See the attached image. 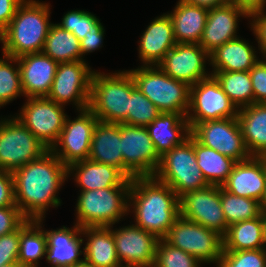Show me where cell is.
<instances>
[{"mask_svg":"<svg viewBox=\"0 0 266 267\" xmlns=\"http://www.w3.org/2000/svg\"><path fill=\"white\" fill-rule=\"evenodd\" d=\"M146 128L160 157L191 135L189 122L180 113H161Z\"/></svg>","mask_w":266,"mask_h":267,"instance_id":"cell-25","label":"cell"},{"mask_svg":"<svg viewBox=\"0 0 266 267\" xmlns=\"http://www.w3.org/2000/svg\"><path fill=\"white\" fill-rule=\"evenodd\" d=\"M89 160L111 165L123 173L120 123L98 121L90 144Z\"/></svg>","mask_w":266,"mask_h":267,"instance_id":"cell-28","label":"cell"},{"mask_svg":"<svg viewBox=\"0 0 266 267\" xmlns=\"http://www.w3.org/2000/svg\"><path fill=\"white\" fill-rule=\"evenodd\" d=\"M57 25L73 33L79 41L90 33L105 32V28L99 18L84 9L68 11Z\"/></svg>","mask_w":266,"mask_h":267,"instance_id":"cell-38","label":"cell"},{"mask_svg":"<svg viewBox=\"0 0 266 267\" xmlns=\"http://www.w3.org/2000/svg\"><path fill=\"white\" fill-rule=\"evenodd\" d=\"M12 174L15 205L27 220L45 218L49 207L61 206L58 193L68 181L67 167L51 150Z\"/></svg>","mask_w":266,"mask_h":267,"instance_id":"cell-1","label":"cell"},{"mask_svg":"<svg viewBox=\"0 0 266 267\" xmlns=\"http://www.w3.org/2000/svg\"><path fill=\"white\" fill-rule=\"evenodd\" d=\"M70 267H93V266L91 264H89L86 260H83L82 262L76 263Z\"/></svg>","mask_w":266,"mask_h":267,"instance_id":"cell-52","label":"cell"},{"mask_svg":"<svg viewBox=\"0 0 266 267\" xmlns=\"http://www.w3.org/2000/svg\"><path fill=\"white\" fill-rule=\"evenodd\" d=\"M45 219L26 220L20 226L18 263L22 267H38L45 257L47 238L42 225Z\"/></svg>","mask_w":266,"mask_h":267,"instance_id":"cell-32","label":"cell"},{"mask_svg":"<svg viewBox=\"0 0 266 267\" xmlns=\"http://www.w3.org/2000/svg\"><path fill=\"white\" fill-rule=\"evenodd\" d=\"M263 222H264V243H265V249H266V213H262Z\"/></svg>","mask_w":266,"mask_h":267,"instance_id":"cell-53","label":"cell"},{"mask_svg":"<svg viewBox=\"0 0 266 267\" xmlns=\"http://www.w3.org/2000/svg\"><path fill=\"white\" fill-rule=\"evenodd\" d=\"M130 186L79 191L75 213L76 224L84 227H109L128 215Z\"/></svg>","mask_w":266,"mask_h":267,"instance_id":"cell-6","label":"cell"},{"mask_svg":"<svg viewBox=\"0 0 266 267\" xmlns=\"http://www.w3.org/2000/svg\"><path fill=\"white\" fill-rule=\"evenodd\" d=\"M249 16L255 12L266 10V0H230Z\"/></svg>","mask_w":266,"mask_h":267,"instance_id":"cell-49","label":"cell"},{"mask_svg":"<svg viewBox=\"0 0 266 267\" xmlns=\"http://www.w3.org/2000/svg\"><path fill=\"white\" fill-rule=\"evenodd\" d=\"M136 88L128 70L94 72L89 109L101 122L122 123L128 116L131 92Z\"/></svg>","mask_w":266,"mask_h":267,"instance_id":"cell-4","label":"cell"},{"mask_svg":"<svg viewBox=\"0 0 266 267\" xmlns=\"http://www.w3.org/2000/svg\"><path fill=\"white\" fill-rule=\"evenodd\" d=\"M187 4L199 6L205 9H212L230 2V0H180Z\"/></svg>","mask_w":266,"mask_h":267,"instance_id":"cell-50","label":"cell"},{"mask_svg":"<svg viewBox=\"0 0 266 267\" xmlns=\"http://www.w3.org/2000/svg\"><path fill=\"white\" fill-rule=\"evenodd\" d=\"M6 206H16L14 180L12 172L0 170V208Z\"/></svg>","mask_w":266,"mask_h":267,"instance_id":"cell-46","label":"cell"},{"mask_svg":"<svg viewBox=\"0 0 266 267\" xmlns=\"http://www.w3.org/2000/svg\"><path fill=\"white\" fill-rule=\"evenodd\" d=\"M255 46L238 37L210 54L212 71H249L260 59Z\"/></svg>","mask_w":266,"mask_h":267,"instance_id":"cell-26","label":"cell"},{"mask_svg":"<svg viewBox=\"0 0 266 267\" xmlns=\"http://www.w3.org/2000/svg\"><path fill=\"white\" fill-rule=\"evenodd\" d=\"M47 238L46 262L51 267H70L84 260L82 228L74 222L73 227L45 230Z\"/></svg>","mask_w":266,"mask_h":267,"instance_id":"cell-22","label":"cell"},{"mask_svg":"<svg viewBox=\"0 0 266 267\" xmlns=\"http://www.w3.org/2000/svg\"><path fill=\"white\" fill-rule=\"evenodd\" d=\"M105 32H94L90 33L89 35L85 36L84 39L80 40V48H81V54H82V61H85L84 59L85 55L88 53H92L93 51H97L98 49L102 48L103 46V39H104Z\"/></svg>","mask_w":266,"mask_h":267,"instance_id":"cell-47","label":"cell"},{"mask_svg":"<svg viewBox=\"0 0 266 267\" xmlns=\"http://www.w3.org/2000/svg\"><path fill=\"white\" fill-rule=\"evenodd\" d=\"M193 255L175 248L164 239H159L153 267H202Z\"/></svg>","mask_w":266,"mask_h":267,"instance_id":"cell-40","label":"cell"},{"mask_svg":"<svg viewBox=\"0 0 266 267\" xmlns=\"http://www.w3.org/2000/svg\"><path fill=\"white\" fill-rule=\"evenodd\" d=\"M179 196L154 176L134 177L128 197V214L134 224L163 239L180 216Z\"/></svg>","mask_w":266,"mask_h":267,"instance_id":"cell-2","label":"cell"},{"mask_svg":"<svg viewBox=\"0 0 266 267\" xmlns=\"http://www.w3.org/2000/svg\"><path fill=\"white\" fill-rule=\"evenodd\" d=\"M180 216L224 236L228 225L222 210L221 186L208 185L179 197Z\"/></svg>","mask_w":266,"mask_h":267,"instance_id":"cell-15","label":"cell"},{"mask_svg":"<svg viewBox=\"0 0 266 267\" xmlns=\"http://www.w3.org/2000/svg\"><path fill=\"white\" fill-rule=\"evenodd\" d=\"M17 61L24 97H47L58 63L42 52L20 56Z\"/></svg>","mask_w":266,"mask_h":267,"instance_id":"cell-20","label":"cell"},{"mask_svg":"<svg viewBox=\"0 0 266 267\" xmlns=\"http://www.w3.org/2000/svg\"><path fill=\"white\" fill-rule=\"evenodd\" d=\"M24 0H0V27L4 30Z\"/></svg>","mask_w":266,"mask_h":267,"instance_id":"cell-48","label":"cell"},{"mask_svg":"<svg viewBox=\"0 0 266 267\" xmlns=\"http://www.w3.org/2000/svg\"><path fill=\"white\" fill-rule=\"evenodd\" d=\"M48 150L14 115L0 117V170L13 172Z\"/></svg>","mask_w":266,"mask_h":267,"instance_id":"cell-8","label":"cell"},{"mask_svg":"<svg viewBox=\"0 0 266 267\" xmlns=\"http://www.w3.org/2000/svg\"><path fill=\"white\" fill-rule=\"evenodd\" d=\"M222 187L234 195L260 202L266 189V158L251 156L236 162Z\"/></svg>","mask_w":266,"mask_h":267,"instance_id":"cell-21","label":"cell"},{"mask_svg":"<svg viewBox=\"0 0 266 267\" xmlns=\"http://www.w3.org/2000/svg\"><path fill=\"white\" fill-rule=\"evenodd\" d=\"M50 3L24 0L3 30L2 54L18 58L42 52L50 21Z\"/></svg>","mask_w":266,"mask_h":267,"instance_id":"cell-3","label":"cell"},{"mask_svg":"<svg viewBox=\"0 0 266 267\" xmlns=\"http://www.w3.org/2000/svg\"><path fill=\"white\" fill-rule=\"evenodd\" d=\"M0 43L3 45V29L0 27Z\"/></svg>","mask_w":266,"mask_h":267,"instance_id":"cell-55","label":"cell"},{"mask_svg":"<svg viewBox=\"0 0 266 267\" xmlns=\"http://www.w3.org/2000/svg\"><path fill=\"white\" fill-rule=\"evenodd\" d=\"M262 215L228 226L223 236V251H243L265 248Z\"/></svg>","mask_w":266,"mask_h":267,"instance_id":"cell-31","label":"cell"},{"mask_svg":"<svg viewBox=\"0 0 266 267\" xmlns=\"http://www.w3.org/2000/svg\"><path fill=\"white\" fill-rule=\"evenodd\" d=\"M197 165L209 185L222 186L228 179L236 163L214 149L208 148L194 138Z\"/></svg>","mask_w":266,"mask_h":267,"instance_id":"cell-33","label":"cell"},{"mask_svg":"<svg viewBox=\"0 0 266 267\" xmlns=\"http://www.w3.org/2000/svg\"><path fill=\"white\" fill-rule=\"evenodd\" d=\"M26 100L14 116L50 150L63 129L67 117L65 106L47 97H28Z\"/></svg>","mask_w":266,"mask_h":267,"instance_id":"cell-11","label":"cell"},{"mask_svg":"<svg viewBox=\"0 0 266 267\" xmlns=\"http://www.w3.org/2000/svg\"><path fill=\"white\" fill-rule=\"evenodd\" d=\"M171 246L193 255L203 264L217 267L223 253V236L179 216L163 238Z\"/></svg>","mask_w":266,"mask_h":267,"instance_id":"cell-9","label":"cell"},{"mask_svg":"<svg viewBox=\"0 0 266 267\" xmlns=\"http://www.w3.org/2000/svg\"><path fill=\"white\" fill-rule=\"evenodd\" d=\"M136 88L161 113H180L186 116L190 106V86L165 74L158 65L138 66L128 70Z\"/></svg>","mask_w":266,"mask_h":267,"instance_id":"cell-5","label":"cell"},{"mask_svg":"<svg viewBox=\"0 0 266 267\" xmlns=\"http://www.w3.org/2000/svg\"><path fill=\"white\" fill-rule=\"evenodd\" d=\"M249 19L250 30L258 43L259 54L263 55L261 58H266V10L255 12Z\"/></svg>","mask_w":266,"mask_h":267,"instance_id":"cell-45","label":"cell"},{"mask_svg":"<svg viewBox=\"0 0 266 267\" xmlns=\"http://www.w3.org/2000/svg\"><path fill=\"white\" fill-rule=\"evenodd\" d=\"M260 205H261L262 213H266V189H265L263 197L260 201Z\"/></svg>","mask_w":266,"mask_h":267,"instance_id":"cell-51","label":"cell"},{"mask_svg":"<svg viewBox=\"0 0 266 267\" xmlns=\"http://www.w3.org/2000/svg\"><path fill=\"white\" fill-rule=\"evenodd\" d=\"M237 109L254 103L249 71H210Z\"/></svg>","mask_w":266,"mask_h":267,"instance_id":"cell-35","label":"cell"},{"mask_svg":"<svg viewBox=\"0 0 266 267\" xmlns=\"http://www.w3.org/2000/svg\"><path fill=\"white\" fill-rule=\"evenodd\" d=\"M176 44L172 20L163 13L143 31L138 42V57L143 66L158 65Z\"/></svg>","mask_w":266,"mask_h":267,"instance_id":"cell-23","label":"cell"},{"mask_svg":"<svg viewBox=\"0 0 266 267\" xmlns=\"http://www.w3.org/2000/svg\"><path fill=\"white\" fill-rule=\"evenodd\" d=\"M153 176L171 187L179 197L185 192L209 185L197 165L192 135L160 157L158 169Z\"/></svg>","mask_w":266,"mask_h":267,"instance_id":"cell-7","label":"cell"},{"mask_svg":"<svg viewBox=\"0 0 266 267\" xmlns=\"http://www.w3.org/2000/svg\"><path fill=\"white\" fill-rule=\"evenodd\" d=\"M242 136L251 156H266V104L253 103L238 109Z\"/></svg>","mask_w":266,"mask_h":267,"instance_id":"cell-29","label":"cell"},{"mask_svg":"<svg viewBox=\"0 0 266 267\" xmlns=\"http://www.w3.org/2000/svg\"><path fill=\"white\" fill-rule=\"evenodd\" d=\"M42 53L57 63L81 61L82 54L78 38L56 23H52L44 42Z\"/></svg>","mask_w":266,"mask_h":267,"instance_id":"cell-34","label":"cell"},{"mask_svg":"<svg viewBox=\"0 0 266 267\" xmlns=\"http://www.w3.org/2000/svg\"><path fill=\"white\" fill-rule=\"evenodd\" d=\"M1 267H22L18 262H11Z\"/></svg>","mask_w":266,"mask_h":267,"instance_id":"cell-54","label":"cell"},{"mask_svg":"<svg viewBox=\"0 0 266 267\" xmlns=\"http://www.w3.org/2000/svg\"><path fill=\"white\" fill-rule=\"evenodd\" d=\"M94 72L87 61L58 63L47 98L63 106L73 103L77 111L87 109Z\"/></svg>","mask_w":266,"mask_h":267,"instance_id":"cell-10","label":"cell"},{"mask_svg":"<svg viewBox=\"0 0 266 267\" xmlns=\"http://www.w3.org/2000/svg\"><path fill=\"white\" fill-rule=\"evenodd\" d=\"M221 204L227 225L253 219L262 215L260 202L255 199L237 196L221 186Z\"/></svg>","mask_w":266,"mask_h":267,"instance_id":"cell-36","label":"cell"},{"mask_svg":"<svg viewBox=\"0 0 266 267\" xmlns=\"http://www.w3.org/2000/svg\"><path fill=\"white\" fill-rule=\"evenodd\" d=\"M81 235L84 244L83 257L89 264L93 267H122L110 227H84Z\"/></svg>","mask_w":266,"mask_h":267,"instance_id":"cell-27","label":"cell"},{"mask_svg":"<svg viewBox=\"0 0 266 267\" xmlns=\"http://www.w3.org/2000/svg\"><path fill=\"white\" fill-rule=\"evenodd\" d=\"M217 267H266V249L223 251Z\"/></svg>","mask_w":266,"mask_h":267,"instance_id":"cell-41","label":"cell"},{"mask_svg":"<svg viewBox=\"0 0 266 267\" xmlns=\"http://www.w3.org/2000/svg\"><path fill=\"white\" fill-rule=\"evenodd\" d=\"M77 112L74 119L67 115L59 138L50 149L67 168L89 158L94 128L99 121L89 108Z\"/></svg>","mask_w":266,"mask_h":267,"instance_id":"cell-14","label":"cell"},{"mask_svg":"<svg viewBox=\"0 0 266 267\" xmlns=\"http://www.w3.org/2000/svg\"><path fill=\"white\" fill-rule=\"evenodd\" d=\"M240 17L250 18L232 2L208 10L207 22L199 45L210 55L224 43L238 38Z\"/></svg>","mask_w":266,"mask_h":267,"instance_id":"cell-19","label":"cell"},{"mask_svg":"<svg viewBox=\"0 0 266 267\" xmlns=\"http://www.w3.org/2000/svg\"><path fill=\"white\" fill-rule=\"evenodd\" d=\"M160 114L161 111L135 88L131 92L128 116L122 123L147 127Z\"/></svg>","mask_w":266,"mask_h":267,"instance_id":"cell-39","label":"cell"},{"mask_svg":"<svg viewBox=\"0 0 266 267\" xmlns=\"http://www.w3.org/2000/svg\"><path fill=\"white\" fill-rule=\"evenodd\" d=\"M191 135L202 145L232 158L236 162L251 157L244 143L237 118H224L197 123Z\"/></svg>","mask_w":266,"mask_h":267,"instance_id":"cell-16","label":"cell"},{"mask_svg":"<svg viewBox=\"0 0 266 267\" xmlns=\"http://www.w3.org/2000/svg\"><path fill=\"white\" fill-rule=\"evenodd\" d=\"M176 6L167 12L173 23L177 43H199L207 22L208 9L178 0Z\"/></svg>","mask_w":266,"mask_h":267,"instance_id":"cell-30","label":"cell"},{"mask_svg":"<svg viewBox=\"0 0 266 267\" xmlns=\"http://www.w3.org/2000/svg\"><path fill=\"white\" fill-rule=\"evenodd\" d=\"M0 57V108L24 96L17 58L6 54ZM14 63V64H13Z\"/></svg>","mask_w":266,"mask_h":267,"instance_id":"cell-37","label":"cell"},{"mask_svg":"<svg viewBox=\"0 0 266 267\" xmlns=\"http://www.w3.org/2000/svg\"><path fill=\"white\" fill-rule=\"evenodd\" d=\"M120 142L123 154V174L129 178L153 176L160 156L155 151L146 127L120 123Z\"/></svg>","mask_w":266,"mask_h":267,"instance_id":"cell-12","label":"cell"},{"mask_svg":"<svg viewBox=\"0 0 266 267\" xmlns=\"http://www.w3.org/2000/svg\"><path fill=\"white\" fill-rule=\"evenodd\" d=\"M67 176L73 177L79 191L105 189L116 186H131L127 178L118 168L101 164L89 159L71 164L67 168Z\"/></svg>","mask_w":266,"mask_h":267,"instance_id":"cell-24","label":"cell"},{"mask_svg":"<svg viewBox=\"0 0 266 267\" xmlns=\"http://www.w3.org/2000/svg\"><path fill=\"white\" fill-rule=\"evenodd\" d=\"M237 116L238 109L213 75L190 86V106L186 119L191 129L200 122Z\"/></svg>","mask_w":266,"mask_h":267,"instance_id":"cell-13","label":"cell"},{"mask_svg":"<svg viewBox=\"0 0 266 267\" xmlns=\"http://www.w3.org/2000/svg\"><path fill=\"white\" fill-rule=\"evenodd\" d=\"M109 227L113 232L117 257L122 267L154 266L159 241L155 234L135 224H128L121 228Z\"/></svg>","mask_w":266,"mask_h":267,"instance_id":"cell-18","label":"cell"},{"mask_svg":"<svg viewBox=\"0 0 266 267\" xmlns=\"http://www.w3.org/2000/svg\"><path fill=\"white\" fill-rule=\"evenodd\" d=\"M254 103L266 104V58L260 59L250 70Z\"/></svg>","mask_w":266,"mask_h":267,"instance_id":"cell-42","label":"cell"},{"mask_svg":"<svg viewBox=\"0 0 266 267\" xmlns=\"http://www.w3.org/2000/svg\"><path fill=\"white\" fill-rule=\"evenodd\" d=\"M26 220L17 206L0 208V237L16 231Z\"/></svg>","mask_w":266,"mask_h":267,"instance_id":"cell-44","label":"cell"},{"mask_svg":"<svg viewBox=\"0 0 266 267\" xmlns=\"http://www.w3.org/2000/svg\"><path fill=\"white\" fill-rule=\"evenodd\" d=\"M20 227L0 237V267L11 262H18Z\"/></svg>","mask_w":266,"mask_h":267,"instance_id":"cell-43","label":"cell"},{"mask_svg":"<svg viewBox=\"0 0 266 267\" xmlns=\"http://www.w3.org/2000/svg\"><path fill=\"white\" fill-rule=\"evenodd\" d=\"M206 63L210 64V55L199 43H177L158 66L171 78L193 86L212 75Z\"/></svg>","mask_w":266,"mask_h":267,"instance_id":"cell-17","label":"cell"}]
</instances>
